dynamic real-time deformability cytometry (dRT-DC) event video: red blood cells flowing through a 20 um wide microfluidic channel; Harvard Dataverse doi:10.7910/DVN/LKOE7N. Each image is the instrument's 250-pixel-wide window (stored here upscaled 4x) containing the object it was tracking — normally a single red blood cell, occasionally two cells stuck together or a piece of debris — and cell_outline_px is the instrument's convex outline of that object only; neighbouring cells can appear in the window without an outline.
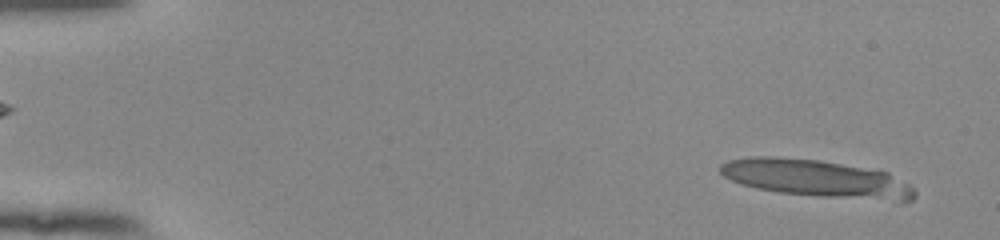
{"species": "human", "species_latin": "Homo sapiens", "temperature_condition": "room temperature", "stored_images_in_passage": 17, "camera_frame_rate_fps": 3000, "um_per_image_px": 0.085, "donor": {"sex": "female"}, "frame": {"image": 1, "passage_image": 3, "time_ms": 0.667, "image_size_px": [1000, 240], "cell_outline_px": [[916, 196], [912, 200], [900, 200], [824, 196], [780, 192], [756, 188], [740, 184], [724, 176], [720, 172], [720, 164], [728, 160], [756, 156], [776, 156], [816, 160], [888, 172], [908, 184], [916, 192]], "centroid_in_image_um": [69.32, 15.15], "position_along_channel_um": 15.7, "area_um2": 41.27}}
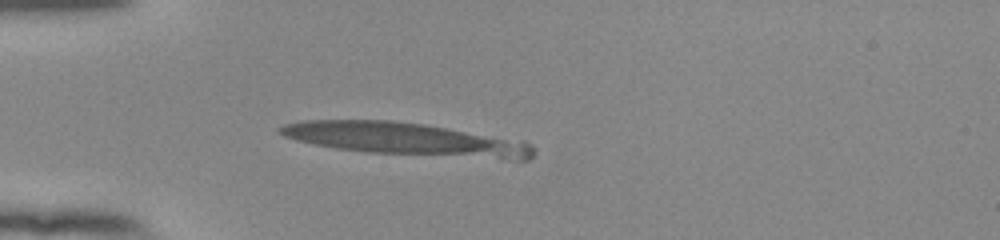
{"frame": {"image": 2, "passage_image": 15, "time_ms": 4.667, "image_size_px": [1000, 240], "cell_outline_px": [[536, 152], [528, 160], [516, 160], [368, 152], [336, 148], [296, 140], [284, 136], [276, 128], [284, 124], [304, 120], [392, 120], [424, 124], [524, 140], [532, 144]], "centroid_in_image_um": [34.56, 11.82], "position_along_channel_um": 50.4, "area_um2": 48.32}}